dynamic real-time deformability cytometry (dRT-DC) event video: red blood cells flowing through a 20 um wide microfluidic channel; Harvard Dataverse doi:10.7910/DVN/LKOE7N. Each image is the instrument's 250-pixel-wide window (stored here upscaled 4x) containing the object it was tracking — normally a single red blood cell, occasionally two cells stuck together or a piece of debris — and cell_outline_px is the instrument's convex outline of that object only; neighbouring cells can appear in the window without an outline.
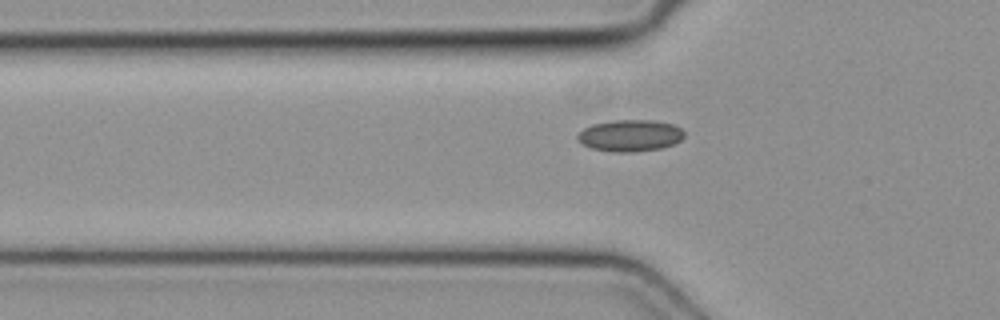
{"species": "common noctule bat (a hibernating species)", "species_latin": "Nyctalus noctula", "temperature_condition": "cold", "stored_images_in_passage": 25, "camera_frame_rate_fps": 3000, "um_per_image_px": 0.085, "animal": {"sex": "female", "body_mass_g": 19.3, "forearm_length_mm": 54.1}, "frame": {"image": 1, "passage_image": 4, "time_ms": 1.0, "image_size_px": [1000, 320], "cell_outline_px": [[684, 136], [680, 140], [672, 144], [660, 148], [632, 152], [612, 152], [592, 148], [584, 144], [576, 136], [584, 128], [592, 124], [612, 120], [656, 120], [672, 124], [680, 128], [684, 132]], "centroid_in_image_um": [53.56, 11.51], "position_along_channel_um": 72.2, "area_um2": 19.54}}
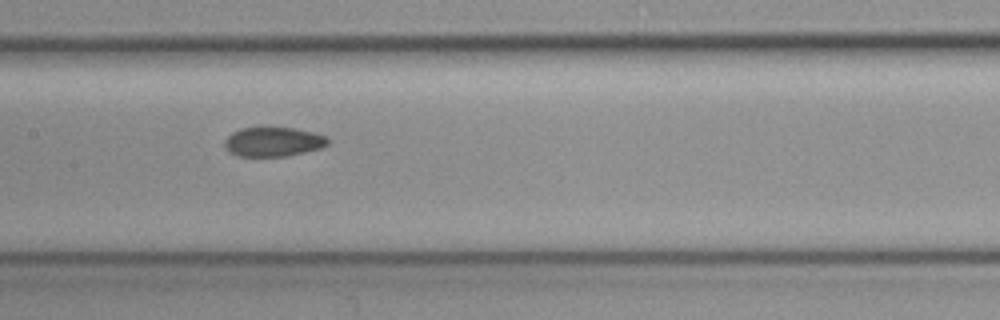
{"frame": {"image": 2, "passage_image": 12, "time_ms": 3.667, "image_size_px": [1000, 320], "cell_outline_px": [[328, 144], [320, 148], [304, 152], [284, 156], [236, 156], [224, 144], [224, 140], [232, 132], [240, 128], [296, 128], [328, 136]], "centroid_in_image_um": [23.24, 12.04], "position_along_channel_um": 184.2, "area_um2": 17.46}}
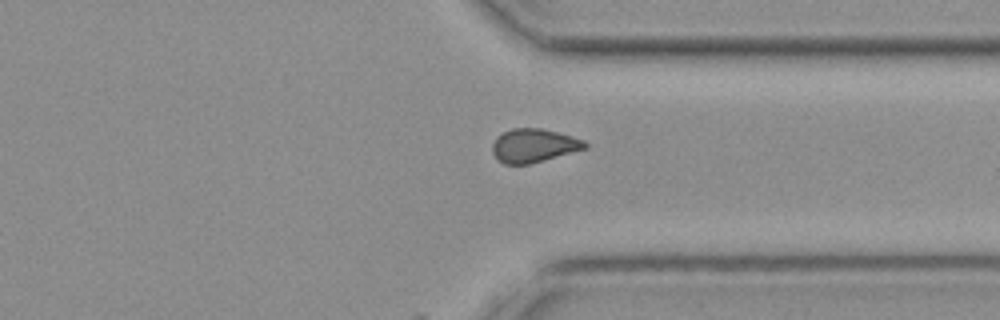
{"frame": {"image": 3, "passage_image": 25, "time_ms": 8.0, "image_size_px": [1000, 320], "cell_outline_px": [[588, 148], [528, 164], [504, 164], [492, 152], [492, 144], [496, 136], [512, 128], [540, 128], [572, 136], [584, 140], [588, 144]], "centroid_in_image_um": [45.37, 12.36], "position_along_channel_um": 366.0, "area_um2": 17.98}}